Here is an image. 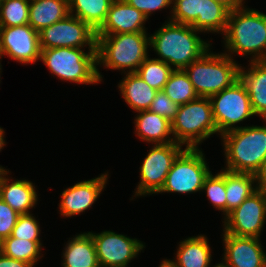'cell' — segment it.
<instances>
[{
    "mask_svg": "<svg viewBox=\"0 0 266 267\" xmlns=\"http://www.w3.org/2000/svg\"><path fill=\"white\" fill-rule=\"evenodd\" d=\"M63 81L78 84H98L102 75L97 68V51L84 52L81 48L57 47L42 49L40 61Z\"/></svg>",
    "mask_w": 266,
    "mask_h": 267,
    "instance_id": "8992f818",
    "label": "cell"
},
{
    "mask_svg": "<svg viewBox=\"0 0 266 267\" xmlns=\"http://www.w3.org/2000/svg\"><path fill=\"white\" fill-rule=\"evenodd\" d=\"M40 231L39 222L32 214H22L18 217L11 236L24 240L41 241Z\"/></svg>",
    "mask_w": 266,
    "mask_h": 267,
    "instance_id": "836d02e7",
    "label": "cell"
},
{
    "mask_svg": "<svg viewBox=\"0 0 266 267\" xmlns=\"http://www.w3.org/2000/svg\"><path fill=\"white\" fill-rule=\"evenodd\" d=\"M225 53L209 50L184 70L199 97H210L239 79V65Z\"/></svg>",
    "mask_w": 266,
    "mask_h": 267,
    "instance_id": "5b68a950",
    "label": "cell"
},
{
    "mask_svg": "<svg viewBox=\"0 0 266 267\" xmlns=\"http://www.w3.org/2000/svg\"><path fill=\"white\" fill-rule=\"evenodd\" d=\"M108 179V174L76 183L65 189L61 195L59 209L61 215L71 217L91 208L100 196Z\"/></svg>",
    "mask_w": 266,
    "mask_h": 267,
    "instance_id": "2e32d148",
    "label": "cell"
},
{
    "mask_svg": "<svg viewBox=\"0 0 266 267\" xmlns=\"http://www.w3.org/2000/svg\"><path fill=\"white\" fill-rule=\"evenodd\" d=\"M135 118L136 135L141 140L152 144H166L175 142L174 138L169 137L171 132V122L166 118L150 111H139ZM168 138V139H167Z\"/></svg>",
    "mask_w": 266,
    "mask_h": 267,
    "instance_id": "ffe728a7",
    "label": "cell"
},
{
    "mask_svg": "<svg viewBox=\"0 0 266 267\" xmlns=\"http://www.w3.org/2000/svg\"><path fill=\"white\" fill-rule=\"evenodd\" d=\"M159 267H176L172 260L165 259L161 262Z\"/></svg>",
    "mask_w": 266,
    "mask_h": 267,
    "instance_id": "b9f144b4",
    "label": "cell"
},
{
    "mask_svg": "<svg viewBox=\"0 0 266 267\" xmlns=\"http://www.w3.org/2000/svg\"><path fill=\"white\" fill-rule=\"evenodd\" d=\"M63 252V267H100L95 245L89 232L68 241Z\"/></svg>",
    "mask_w": 266,
    "mask_h": 267,
    "instance_id": "7402d4cb",
    "label": "cell"
},
{
    "mask_svg": "<svg viewBox=\"0 0 266 267\" xmlns=\"http://www.w3.org/2000/svg\"><path fill=\"white\" fill-rule=\"evenodd\" d=\"M223 38L226 55L248 54L251 61H266V14L243 5L231 10Z\"/></svg>",
    "mask_w": 266,
    "mask_h": 267,
    "instance_id": "7a4b0ae2",
    "label": "cell"
},
{
    "mask_svg": "<svg viewBox=\"0 0 266 267\" xmlns=\"http://www.w3.org/2000/svg\"><path fill=\"white\" fill-rule=\"evenodd\" d=\"M92 236L100 267H128V263L143 250L144 244L136 238L113 231L89 232Z\"/></svg>",
    "mask_w": 266,
    "mask_h": 267,
    "instance_id": "4fadbf2b",
    "label": "cell"
},
{
    "mask_svg": "<svg viewBox=\"0 0 266 267\" xmlns=\"http://www.w3.org/2000/svg\"><path fill=\"white\" fill-rule=\"evenodd\" d=\"M214 267H222V266L218 263Z\"/></svg>",
    "mask_w": 266,
    "mask_h": 267,
    "instance_id": "7bdbcfd3",
    "label": "cell"
},
{
    "mask_svg": "<svg viewBox=\"0 0 266 267\" xmlns=\"http://www.w3.org/2000/svg\"><path fill=\"white\" fill-rule=\"evenodd\" d=\"M112 1L113 0H68L69 13L81 19L97 32L107 18Z\"/></svg>",
    "mask_w": 266,
    "mask_h": 267,
    "instance_id": "484cf974",
    "label": "cell"
},
{
    "mask_svg": "<svg viewBox=\"0 0 266 267\" xmlns=\"http://www.w3.org/2000/svg\"><path fill=\"white\" fill-rule=\"evenodd\" d=\"M171 68L166 62L158 59L147 57L139 66L136 73L149 84L153 89L160 91L168 82L172 73Z\"/></svg>",
    "mask_w": 266,
    "mask_h": 267,
    "instance_id": "f546056e",
    "label": "cell"
},
{
    "mask_svg": "<svg viewBox=\"0 0 266 267\" xmlns=\"http://www.w3.org/2000/svg\"><path fill=\"white\" fill-rule=\"evenodd\" d=\"M129 5L133 6L149 18L152 12L156 10L172 7L173 0H125Z\"/></svg>",
    "mask_w": 266,
    "mask_h": 267,
    "instance_id": "8d00e7d4",
    "label": "cell"
},
{
    "mask_svg": "<svg viewBox=\"0 0 266 267\" xmlns=\"http://www.w3.org/2000/svg\"><path fill=\"white\" fill-rule=\"evenodd\" d=\"M178 107L163 90H160L155 94L154 100L148 110L172 122L176 117Z\"/></svg>",
    "mask_w": 266,
    "mask_h": 267,
    "instance_id": "e575fe53",
    "label": "cell"
},
{
    "mask_svg": "<svg viewBox=\"0 0 266 267\" xmlns=\"http://www.w3.org/2000/svg\"><path fill=\"white\" fill-rule=\"evenodd\" d=\"M164 24L150 36V46L161 58L155 59L166 62L173 70L185 69L209 50L210 44L191 25L170 20Z\"/></svg>",
    "mask_w": 266,
    "mask_h": 267,
    "instance_id": "6da1fadb",
    "label": "cell"
},
{
    "mask_svg": "<svg viewBox=\"0 0 266 267\" xmlns=\"http://www.w3.org/2000/svg\"><path fill=\"white\" fill-rule=\"evenodd\" d=\"M219 3H222L224 6H226L230 11L234 10L236 8H239L244 3V0H214Z\"/></svg>",
    "mask_w": 266,
    "mask_h": 267,
    "instance_id": "ab89813d",
    "label": "cell"
},
{
    "mask_svg": "<svg viewBox=\"0 0 266 267\" xmlns=\"http://www.w3.org/2000/svg\"><path fill=\"white\" fill-rule=\"evenodd\" d=\"M28 24L37 32L65 19L69 13L68 0H30Z\"/></svg>",
    "mask_w": 266,
    "mask_h": 267,
    "instance_id": "44dd1931",
    "label": "cell"
},
{
    "mask_svg": "<svg viewBox=\"0 0 266 267\" xmlns=\"http://www.w3.org/2000/svg\"><path fill=\"white\" fill-rule=\"evenodd\" d=\"M9 171L0 170V198L20 215L30 214L35 207L38 195L35 186L28 180H15L6 178Z\"/></svg>",
    "mask_w": 266,
    "mask_h": 267,
    "instance_id": "ac0fdd59",
    "label": "cell"
},
{
    "mask_svg": "<svg viewBox=\"0 0 266 267\" xmlns=\"http://www.w3.org/2000/svg\"><path fill=\"white\" fill-rule=\"evenodd\" d=\"M174 141L186 148H198V145L219 133L215 125L209 97H198L180 105L176 117L171 122Z\"/></svg>",
    "mask_w": 266,
    "mask_h": 267,
    "instance_id": "52a82bcc",
    "label": "cell"
},
{
    "mask_svg": "<svg viewBox=\"0 0 266 267\" xmlns=\"http://www.w3.org/2000/svg\"><path fill=\"white\" fill-rule=\"evenodd\" d=\"M118 84L123 99L136 112L148 110L157 90L146 83L136 72L127 73Z\"/></svg>",
    "mask_w": 266,
    "mask_h": 267,
    "instance_id": "603a6c76",
    "label": "cell"
},
{
    "mask_svg": "<svg viewBox=\"0 0 266 267\" xmlns=\"http://www.w3.org/2000/svg\"><path fill=\"white\" fill-rule=\"evenodd\" d=\"M39 33L29 24L0 27V58H9L22 64L40 60Z\"/></svg>",
    "mask_w": 266,
    "mask_h": 267,
    "instance_id": "5bb4252c",
    "label": "cell"
},
{
    "mask_svg": "<svg viewBox=\"0 0 266 267\" xmlns=\"http://www.w3.org/2000/svg\"><path fill=\"white\" fill-rule=\"evenodd\" d=\"M221 138L226 170L254 175L260 170L266 158V126H241Z\"/></svg>",
    "mask_w": 266,
    "mask_h": 267,
    "instance_id": "3957f363",
    "label": "cell"
},
{
    "mask_svg": "<svg viewBox=\"0 0 266 267\" xmlns=\"http://www.w3.org/2000/svg\"><path fill=\"white\" fill-rule=\"evenodd\" d=\"M153 146L140 166V182L135 196L158 194L174 160L184 150L181 149L182 145L176 142Z\"/></svg>",
    "mask_w": 266,
    "mask_h": 267,
    "instance_id": "30bf717a",
    "label": "cell"
},
{
    "mask_svg": "<svg viewBox=\"0 0 266 267\" xmlns=\"http://www.w3.org/2000/svg\"><path fill=\"white\" fill-rule=\"evenodd\" d=\"M222 267H266V252L260 238L238 237L224 232ZM265 252V253H264Z\"/></svg>",
    "mask_w": 266,
    "mask_h": 267,
    "instance_id": "9a60e30c",
    "label": "cell"
},
{
    "mask_svg": "<svg viewBox=\"0 0 266 267\" xmlns=\"http://www.w3.org/2000/svg\"><path fill=\"white\" fill-rule=\"evenodd\" d=\"M4 130L3 128L0 127V151L1 149L4 148V145H6L5 140H4ZM0 170H4L2 166H0Z\"/></svg>",
    "mask_w": 266,
    "mask_h": 267,
    "instance_id": "60d3db41",
    "label": "cell"
},
{
    "mask_svg": "<svg viewBox=\"0 0 266 267\" xmlns=\"http://www.w3.org/2000/svg\"><path fill=\"white\" fill-rule=\"evenodd\" d=\"M41 241H30L9 236L0 242V252L34 266L41 258Z\"/></svg>",
    "mask_w": 266,
    "mask_h": 267,
    "instance_id": "83f0119b",
    "label": "cell"
},
{
    "mask_svg": "<svg viewBox=\"0 0 266 267\" xmlns=\"http://www.w3.org/2000/svg\"><path fill=\"white\" fill-rule=\"evenodd\" d=\"M96 38L97 65L133 73L148 57L150 37L147 32L96 35Z\"/></svg>",
    "mask_w": 266,
    "mask_h": 267,
    "instance_id": "277c9868",
    "label": "cell"
},
{
    "mask_svg": "<svg viewBox=\"0 0 266 267\" xmlns=\"http://www.w3.org/2000/svg\"><path fill=\"white\" fill-rule=\"evenodd\" d=\"M256 176L225 169L226 216L257 190Z\"/></svg>",
    "mask_w": 266,
    "mask_h": 267,
    "instance_id": "d4e9b609",
    "label": "cell"
},
{
    "mask_svg": "<svg viewBox=\"0 0 266 267\" xmlns=\"http://www.w3.org/2000/svg\"><path fill=\"white\" fill-rule=\"evenodd\" d=\"M250 68L239 67V79L249 95L255 115L266 119V61H250Z\"/></svg>",
    "mask_w": 266,
    "mask_h": 267,
    "instance_id": "d6986e66",
    "label": "cell"
},
{
    "mask_svg": "<svg viewBox=\"0 0 266 267\" xmlns=\"http://www.w3.org/2000/svg\"><path fill=\"white\" fill-rule=\"evenodd\" d=\"M203 154L199 148H185L174 160L158 193L201 192L204 181L211 172Z\"/></svg>",
    "mask_w": 266,
    "mask_h": 267,
    "instance_id": "ba28073f",
    "label": "cell"
},
{
    "mask_svg": "<svg viewBox=\"0 0 266 267\" xmlns=\"http://www.w3.org/2000/svg\"><path fill=\"white\" fill-rule=\"evenodd\" d=\"M266 220V193L256 190L224 218L223 232L260 238Z\"/></svg>",
    "mask_w": 266,
    "mask_h": 267,
    "instance_id": "7c38bea8",
    "label": "cell"
},
{
    "mask_svg": "<svg viewBox=\"0 0 266 267\" xmlns=\"http://www.w3.org/2000/svg\"><path fill=\"white\" fill-rule=\"evenodd\" d=\"M218 132L237 129L235 124L255 116L244 84L238 79L231 86L209 97Z\"/></svg>",
    "mask_w": 266,
    "mask_h": 267,
    "instance_id": "9c48e42d",
    "label": "cell"
},
{
    "mask_svg": "<svg viewBox=\"0 0 266 267\" xmlns=\"http://www.w3.org/2000/svg\"><path fill=\"white\" fill-rule=\"evenodd\" d=\"M0 267H33L31 264L13 259L0 252Z\"/></svg>",
    "mask_w": 266,
    "mask_h": 267,
    "instance_id": "74e56055",
    "label": "cell"
},
{
    "mask_svg": "<svg viewBox=\"0 0 266 267\" xmlns=\"http://www.w3.org/2000/svg\"><path fill=\"white\" fill-rule=\"evenodd\" d=\"M163 92L178 106L199 97L184 69L172 71Z\"/></svg>",
    "mask_w": 266,
    "mask_h": 267,
    "instance_id": "f1b7e54d",
    "label": "cell"
},
{
    "mask_svg": "<svg viewBox=\"0 0 266 267\" xmlns=\"http://www.w3.org/2000/svg\"><path fill=\"white\" fill-rule=\"evenodd\" d=\"M38 33L41 50L57 47L83 48L88 45L89 51H97L96 31L70 14Z\"/></svg>",
    "mask_w": 266,
    "mask_h": 267,
    "instance_id": "8fae6325",
    "label": "cell"
},
{
    "mask_svg": "<svg viewBox=\"0 0 266 267\" xmlns=\"http://www.w3.org/2000/svg\"><path fill=\"white\" fill-rule=\"evenodd\" d=\"M30 0H1L0 27L27 25Z\"/></svg>",
    "mask_w": 266,
    "mask_h": 267,
    "instance_id": "4dcf8cb0",
    "label": "cell"
},
{
    "mask_svg": "<svg viewBox=\"0 0 266 267\" xmlns=\"http://www.w3.org/2000/svg\"><path fill=\"white\" fill-rule=\"evenodd\" d=\"M147 17L125 0H113L107 18L96 35L146 32Z\"/></svg>",
    "mask_w": 266,
    "mask_h": 267,
    "instance_id": "e0dca14e",
    "label": "cell"
},
{
    "mask_svg": "<svg viewBox=\"0 0 266 267\" xmlns=\"http://www.w3.org/2000/svg\"><path fill=\"white\" fill-rule=\"evenodd\" d=\"M172 5L169 20L175 23L192 25L201 14V0H173Z\"/></svg>",
    "mask_w": 266,
    "mask_h": 267,
    "instance_id": "d6a6232c",
    "label": "cell"
},
{
    "mask_svg": "<svg viewBox=\"0 0 266 267\" xmlns=\"http://www.w3.org/2000/svg\"><path fill=\"white\" fill-rule=\"evenodd\" d=\"M230 10L214 0H201V14L191 25L199 32H222L227 28L228 15Z\"/></svg>",
    "mask_w": 266,
    "mask_h": 267,
    "instance_id": "4316f807",
    "label": "cell"
},
{
    "mask_svg": "<svg viewBox=\"0 0 266 267\" xmlns=\"http://www.w3.org/2000/svg\"><path fill=\"white\" fill-rule=\"evenodd\" d=\"M20 214L0 198V242L11 236Z\"/></svg>",
    "mask_w": 266,
    "mask_h": 267,
    "instance_id": "d590c367",
    "label": "cell"
},
{
    "mask_svg": "<svg viewBox=\"0 0 266 267\" xmlns=\"http://www.w3.org/2000/svg\"><path fill=\"white\" fill-rule=\"evenodd\" d=\"M255 176L257 189L266 193V158L263 161L260 170L255 174Z\"/></svg>",
    "mask_w": 266,
    "mask_h": 267,
    "instance_id": "f35d334b",
    "label": "cell"
},
{
    "mask_svg": "<svg viewBox=\"0 0 266 267\" xmlns=\"http://www.w3.org/2000/svg\"><path fill=\"white\" fill-rule=\"evenodd\" d=\"M211 256L207 237L200 234L181 241L172 262L176 267H210Z\"/></svg>",
    "mask_w": 266,
    "mask_h": 267,
    "instance_id": "cb8c5ba5",
    "label": "cell"
},
{
    "mask_svg": "<svg viewBox=\"0 0 266 267\" xmlns=\"http://www.w3.org/2000/svg\"><path fill=\"white\" fill-rule=\"evenodd\" d=\"M203 190L207 193L206 195L213 207L222 211L226 217L225 169L216 175H212L210 172L204 181Z\"/></svg>",
    "mask_w": 266,
    "mask_h": 267,
    "instance_id": "1f68e13d",
    "label": "cell"
}]
</instances>
